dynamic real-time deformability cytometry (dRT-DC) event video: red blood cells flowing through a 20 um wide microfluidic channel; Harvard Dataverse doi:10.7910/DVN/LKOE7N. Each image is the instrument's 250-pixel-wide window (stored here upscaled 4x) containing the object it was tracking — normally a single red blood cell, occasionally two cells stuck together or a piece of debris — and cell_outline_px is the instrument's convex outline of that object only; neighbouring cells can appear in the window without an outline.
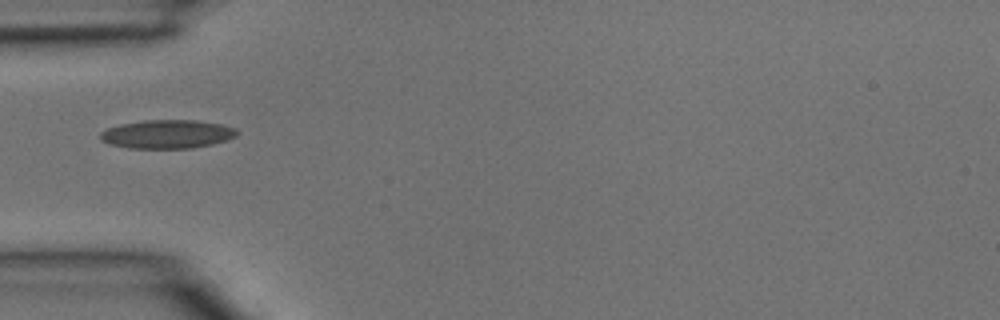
{"species": "common noctule bat (a hibernating species)", "species_latin": "Nyctalus noctula", "temperature_condition": "room temperature", "stored_images_in_passage": 2, "camera_frame_rate_fps": 3000, "um_per_image_px": 0.085, "animal": {"sex": "male", "body_mass_g": 15.6}, "frame": {"image": 1, "passage_image": 1, "time_ms": 0.0, "image_size_px": [1000, 320], "cell_outline_px": [[240, 132], [236, 136], [212, 144], [192, 148], [128, 148], [108, 144], [100, 140], [100, 132], [108, 128], [120, 124], [148, 120], [196, 120], [220, 124], [236, 128]], "centroid_in_image_um": [14.2, 11.4], "position_along_channel_um": 70.8, "area_um2": 22.77}}